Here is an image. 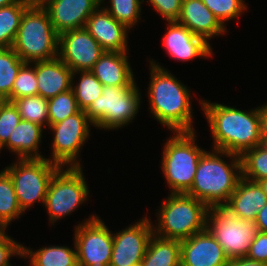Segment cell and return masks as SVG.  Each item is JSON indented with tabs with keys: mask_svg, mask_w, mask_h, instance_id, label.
<instances>
[{
	"mask_svg": "<svg viewBox=\"0 0 267 266\" xmlns=\"http://www.w3.org/2000/svg\"><path fill=\"white\" fill-rule=\"evenodd\" d=\"M213 137V149L241 156L262 143L259 107L244 111L200 100Z\"/></svg>",
	"mask_w": 267,
	"mask_h": 266,
	"instance_id": "1",
	"label": "cell"
},
{
	"mask_svg": "<svg viewBox=\"0 0 267 266\" xmlns=\"http://www.w3.org/2000/svg\"><path fill=\"white\" fill-rule=\"evenodd\" d=\"M150 66L148 100L154 118L172 132L195 131L189 89L153 59Z\"/></svg>",
	"mask_w": 267,
	"mask_h": 266,
	"instance_id": "2",
	"label": "cell"
},
{
	"mask_svg": "<svg viewBox=\"0 0 267 266\" xmlns=\"http://www.w3.org/2000/svg\"><path fill=\"white\" fill-rule=\"evenodd\" d=\"M221 155L231 157V164L220 158ZM241 177L239 155L216 149L205 151L198 161L192 187L186 194L201 200L207 207L226 205Z\"/></svg>",
	"mask_w": 267,
	"mask_h": 266,
	"instance_id": "3",
	"label": "cell"
},
{
	"mask_svg": "<svg viewBox=\"0 0 267 266\" xmlns=\"http://www.w3.org/2000/svg\"><path fill=\"white\" fill-rule=\"evenodd\" d=\"M59 34L49 13L33 2L23 13L12 49L25 63L49 61L58 57Z\"/></svg>",
	"mask_w": 267,
	"mask_h": 266,
	"instance_id": "4",
	"label": "cell"
},
{
	"mask_svg": "<svg viewBox=\"0 0 267 266\" xmlns=\"http://www.w3.org/2000/svg\"><path fill=\"white\" fill-rule=\"evenodd\" d=\"M208 207L185 193H170L157 213L155 235L179 241L206 229ZM157 227V228H156Z\"/></svg>",
	"mask_w": 267,
	"mask_h": 266,
	"instance_id": "5",
	"label": "cell"
},
{
	"mask_svg": "<svg viewBox=\"0 0 267 266\" xmlns=\"http://www.w3.org/2000/svg\"><path fill=\"white\" fill-rule=\"evenodd\" d=\"M195 131L174 132L163 147L162 172L170 193H187L192 187L198 161L206 151L197 146Z\"/></svg>",
	"mask_w": 267,
	"mask_h": 266,
	"instance_id": "6",
	"label": "cell"
},
{
	"mask_svg": "<svg viewBox=\"0 0 267 266\" xmlns=\"http://www.w3.org/2000/svg\"><path fill=\"white\" fill-rule=\"evenodd\" d=\"M141 94L136 83L132 86H104L98 97L85 110L94 127L105 130L128 125L140 108Z\"/></svg>",
	"mask_w": 267,
	"mask_h": 266,
	"instance_id": "7",
	"label": "cell"
},
{
	"mask_svg": "<svg viewBox=\"0 0 267 266\" xmlns=\"http://www.w3.org/2000/svg\"><path fill=\"white\" fill-rule=\"evenodd\" d=\"M206 229L222 246L230 260L246 257L259 233L255 222L235 216L225 205L208 207Z\"/></svg>",
	"mask_w": 267,
	"mask_h": 266,
	"instance_id": "8",
	"label": "cell"
},
{
	"mask_svg": "<svg viewBox=\"0 0 267 266\" xmlns=\"http://www.w3.org/2000/svg\"><path fill=\"white\" fill-rule=\"evenodd\" d=\"M17 161L4 170L10 175L19 206L25 212L37 201L45 204L48 186L60 166L48 158Z\"/></svg>",
	"mask_w": 267,
	"mask_h": 266,
	"instance_id": "9",
	"label": "cell"
},
{
	"mask_svg": "<svg viewBox=\"0 0 267 266\" xmlns=\"http://www.w3.org/2000/svg\"><path fill=\"white\" fill-rule=\"evenodd\" d=\"M81 166L59 167L54 173L45 198L50 223L74 212L89 196Z\"/></svg>",
	"mask_w": 267,
	"mask_h": 266,
	"instance_id": "10",
	"label": "cell"
},
{
	"mask_svg": "<svg viewBox=\"0 0 267 266\" xmlns=\"http://www.w3.org/2000/svg\"><path fill=\"white\" fill-rule=\"evenodd\" d=\"M90 124L93 126L85 111L80 110L61 122L49 125L54 137L52 143L53 157L48 159L60 167L65 165L66 167L67 165L70 167L82 166L78 157L80 150L90 136Z\"/></svg>",
	"mask_w": 267,
	"mask_h": 266,
	"instance_id": "11",
	"label": "cell"
},
{
	"mask_svg": "<svg viewBox=\"0 0 267 266\" xmlns=\"http://www.w3.org/2000/svg\"><path fill=\"white\" fill-rule=\"evenodd\" d=\"M75 226L74 246L78 266H109L113 234L96 215Z\"/></svg>",
	"mask_w": 267,
	"mask_h": 266,
	"instance_id": "12",
	"label": "cell"
},
{
	"mask_svg": "<svg viewBox=\"0 0 267 266\" xmlns=\"http://www.w3.org/2000/svg\"><path fill=\"white\" fill-rule=\"evenodd\" d=\"M104 52L85 27L59 34L58 57L73 73L90 71Z\"/></svg>",
	"mask_w": 267,
	"mask_h": 266,
	"instance_id": "13",
	"label": "cell"
},
{
	"mask_svg": "<svg viewBox=\"0 0 267 266\" xmlns=\"http://www.w3.org/2000/svg\"><path fill=\"white\" fill-rule=\"evenodd\" d=\"M153 234V225L148 217L114 233L109 266H131L142 262Z\"/></svg>",
	"mask_w": 267,
	"mask_h": 266,
	"instance_id": "14",
	"label": "cell"
},
{
	"mask_svg": "<svg viewBox=\"0 0 267 266\" xmlns=\"http://www.w3.org/2000/svg\"><path fill=\"white\" fill-rule=\"evenodd\" d=\"M51 23L58 34L85 27L87 19L101 6V0H44Z\"/></svg>",
	"mask_w": 267,
	"mask_h": 266,
	"instance_id": "15",
	"label": "cell"
},
{
	"mask_svg": "<svg viewBox=\"0 0 267 266\" xmlns=\"http://www.w3.org/2000/svg\"><path fill=\"white\" fill-rule=\"evenodd\" d=\"M181 266H227L230 259L215 237L205 229L180 241Z\"/></svg>",
	"mask_w": 267,
	"mask_h": 266,
	"instance_id": "16",
	"label": "cell"
},
{
	"mask_svg": "<svg viewBox=\"0 0 267 266\" xmlns=\"http://www.w3.org/2000/svg\"><path fill=\"white\" fill-rule=\"evenodd\" d=\"M168 31L163 38V46L168 55L177 61H192L196 57L213 56L210 43L194 35L177 21L168 22Z\"/></svg>",
	"mask_w": 267,
	"mask_h": 266,
	"instance_id": "17",
	"label": "cell"
},
{
	"mask_svg": "<svg viewBox=\"0 0 267 266\" xmlns=\"http://www.w3.org/2000/svg\"><path fill=\"white\" fill-rule=\"evenodd\" d=\"M99 6L87 19L85 28L105 51L128 52V29Z\"/></svg>",
	"mask_w": 267,
	"mask_h": 266,
	"instance_id": "18",
	"label": "cell"
},
{
	"mask_svg": "<svg viewBox=\"0 0 267 266\" xmlns=\"http://www.w3.org/2000/svg\"><path fill=\"white\" fill-rule=\"evenodd\" d=\"M177 22L207 42L214 35H222L227 32L226 24L223 25L202 0H182Z\"/></svg>",
	"mask_w": 267,
	"mask_h": 266,
	"instance_id": "19",
	"label": "cell"
},
{
	"mask_svg": "<svg viewBox=\"0 0 267 266\" xmlns=\"http://www.w3.org/2000/svg\"><path fill=\"white\" fill-rule=\"evenodd\" d=\"M38 95L51 99L71 89L73 71L59 58L49 61H36Z\"/></svg>",
	"mask_w": 267,
	"mask_h": 266,
	"instance_id": "20",
	"label": "cell"
},
{
	"mask_svg": "<svg viewBox=\"0 0 267 266\" xmlns=\"http://www.w3.org/2000/svg\"><path fill=\"white\" fill-rule=\"evenodd\" d=\"M266 203L267 197L259 183L241 177L225 206L240 219L254 222Z\"/></svg>",
	"mask_w": 267,
	"mask_h": 266,
	"instance_id": "21",
	"label": "cell"
},
{
	"mask_svg": "<svg viewBox=\"0 0 267 266\" xmlns=\"http://www.w3.org/2000/svg\"><path fill=\"white\" fill-rule=\"evenodd\" d=\"M127 55L105 51L90 71L103 86H132L135 80Z\"/></svg>",
	"mask_w": 267,
	"mask_h": 266,
	"instance_id": "22",
	"label": "cell"
},
{
	"mask_svg": "<svg viewBox=\"0 0 267 266\" xmlns=\"http://www.w3.org/2000/svg\"><path fill=\"white\" fill-rule=\"evenodd\" d=\"M43 127L26 120H22L14 128L4 145L9 151L14 152L18 159H42L39 153Z\"/></svg>",
	"mask_w": 267,
	"mask_h": 266,
	"instance_id": "23",
	"label": "cell"
},
{
	"mask_svg": "<svg viewBox=\"0 0 267 266\" xmlns=\"http://www.w3.org/2000/svg\"><path fill=\"white\" fill-rule=\"evenodd\" d=\"M141 263L143 266H181L180 241L153 234Z\"/></svg>",
	"mask_w": 267,
	"mask_h": 266,
	"instance_id": "24",
	"label": "cell"
},
{
	"mask_svg": "<svg viewBox=\"0 0 267 266\" xmlns=\"http://www.w3.org/2000/svg\"><path fill=\"white\" fill-rule=\"evenodd\" d=\"M22 257L30 259V266H78L76 246L73 250L53 245L37 251L22 246Z\"/></svg>",
	"mask_w": 267,
	"mask_h": 266,
	"instance_id": "25",
	"label": "cell"
},
{
	"mask_svg": "<svg viewBox=\"0 0 267 266\" xmlns=\"http://www.w3.org/2000/svg\"><path fill=\"white\" fill-rule=\"evenodd\" d=\"M33 0H17L15 3L0 8V48L12 47L24 11Z\"/></svg>",
	"mask_w": 267,
	"mask_h": 266,
	"instance_id": "26",
	"label": "cell"
},
{
	"mask_svg": "<svg viewBox=\"0 0 267 266\" xmlns=\"http://www.w3.org/2000/svg\"><path fill=\"white\" fill-rule=\"evenodd\" d=\"M24 63L12 47L0 48V101L11 97L17 73Z\"/></svg>",
	"mask_w": 267,
	"mask_h": 266,
	"instance_id": "27",
	"label": "cell"
},
{
	"mask_svg": "<svg viewBox=\"0 0 267 266\" xmlns=\"http://www.w3.org/2000/svg\"><path fill=\"white\" fill-rule=\"evenodd\" d=\"M240 158L243 178L254 182L267 178V144L246 150Z\"/></svg>",
	"mask_w": 267,
	"mask_h": 266,
	"instance_id": "28",
	"label": "cell"
},
{
	"mask_svg": "<svg viewBox=\"0 0 267 266\" xmlns=\"http://www.w3.org/2000/svg\"><path fill=\"white\" fill-rule=\"evenodd\" d=\"M23 213L10 175L5 170L0 171V221L8 227L13 219Z\"/></svg>",
	"mask_w": 267,
	"mask_h": 266,
	"instance_id": "29",
	"label": "cell"
},
{
	"mask_svg": "<svg viewBox=\"0 0 267 266\" xmlns=\"http://www.w3.org/2000/svg\"><path fill=\"white\" fill-rule=\"evenodd\" d=\"M76 74H80L78 85L74 86L73 79ZM102 83L93 75L91 71H77L72 74V90L81 110H86L90 104L101 96L103 91Z\"/></svg>",
	"mask_w": 267,
	"mask_h": 266,
	"instance_id": "30",
	"label": "cell"
},
{
	"mask_svg": "<svg viewBox=\"0 0 267 266\" xmlns=\"http://www.w3.org/2000/svg\"><path fill=\"white\" fill-rule=\"evenodd\" d=\"M18 108L21 119L36 123L40 126H49L48 99L40 96H27L13 101Z\"/></svg>",
	"mask_w": 267,
	"mask_h": 266,
	"instance_id": "31",
	"label": "cell"
},
{
	"mask_svg": "<svg viewBox=\"0 0 267 266\" xmlns=\"http://www.w3.org/2000/svg\"><path fill=\"white\" fill-rule=\"evenodd\" d=\"M80 110L72 88L62 92L48 100L49 125L61 122Z\"/></svg>",
	"mask_w": 267,
	"mask_h": 266,
	"instance_id": "32",
	"label": "cell"
},
{
	"mask_svg": "<svg viewBox=\"0 0 267 266\" xmlns=\"http://www.w3.org/2000/svg\"><path fill=\"white\" fill-rule=\"evenodd\" d=\"M103 0L101 3L103 4ZM144 0H110V7H103L119 23L131 29L138 21L141 15V3Z\"/></svg>",
	"mask_w": 267,
	"mask_h": 266,
	"instance_id": "33",
	"label": "cell"
},
{
	"mask_svg": "<svg viewBox=\"0 0 267 266\" xmlns=\"http://www.w3.org/2000/svg\"><path fill=\"white\" fill-rule=\"evenodd\" d=\"M29 66H31V63H24L20 67L13 84L11 97L7 101L13 102L18 98L38 95L35 66Z\"/></svg>",
	"mask_w": 267,
	"mask_h": 266,
	"instance_id": "34",
	"label": "cell"
},
{
	"mask_svg": "<svg viewBox=\"0 0 267 266\" xmlns=\"http://www.w3.org/2000/svg\"><path fill=\"white\" fill-rule=\"evenodd\" d=\"M210 11L224 25V22L232 20L247 10L244 0H202Z\"/></svg>",
	"mask_w": 267,
	"mask_h": 266,
	"instance_id": "35",
	"label": "cell"
},
{
	"mask_svg": "<svg viewBox=\"0 0 267 266\" xmlns=\"http://www.w3.org/2000/svg\"><path fill=\"white\" fill-rule=\"evenodd\" d=\"M21 121L18 108L13 102L7 100L0 101V148L8 142V138L13 132L14 128Z\"/></svg>",
	"mask_w": 267,
	"mask_h": 266,
	"instance_id": "36",
	"label": "cell"
},
{
	"mask_svg": "<svg viewBox=\"0 0 267 266\" xmlns=\"http://www.w3.org/2000/svg\"><path fill=\"white\" fill-rule=\"evenodd\" d=\"M167 22L177 21L182 6V0H148Z\"/></svg>",
	"mask_w": 267,
	"mask_h": 266,
	"instance_id": "37",
	"label": "cell"
},
{
	"mask_svg": "<svg viewBox=\"0 0 267 266\" xmlns=\"http://www.w3.org/2000/svg\"><path fill=\"white\" fill-rule=\"evenodd\" d=\"M22 246L6 234L0 240V266H11L9 260L12 256L22 258Z\"/></svg>",
	"mask_w": 267,
	"mask_h": 266,
	"instance_id": "38",
	"label": "cell"
},
{
	"mask_svg": "<svg viewBox=\"0 0 267 266\" xmlns=\"http://www.w3.org/2000/svg\"><path fill=\"white\" fill-rule=\"evenodd\" d=\"M250 260L267 263V233L259 232L246 256Z\"/></svg>",
	"mask_w": 267,
	"mask_h": 266,
	"instance_id": "39",
	"label": "cell"
},
{
	"mask_svg": "<svg viewBox=\"0 0 267 266\" xmlns=\"http://www.w3.org/2000/svg\"><path fill=\"white\" fill-rule=\"evenodd\" d=\"M261 141L267 144V103L259 107Z\"/></svg>",
	"mask_w": 267,
	"mask_h": 266,
	"instance_id": "40",
	"label": "cell"
},
{
	"mask_svg": "<svg viewBox=\"0 0 267 266\" xmlns=\"http://www.w3.org/2000/svg\"><path fill=\"white\" fill-rule=\"evenodd\" d=\"M254 222L258 227L259 232L267 233V203L260 211H258Z\"/></svg>",
	"mask_w": 267,
	"mask_h": 266,
	"instance_id": "41",
	"label": "cell"
},
{
	"mask_svg": "<svg viewBox=\"0 0 267 266\" xmlns=\"http://www.w3.org/2000/svg\"><path fill=\"white\" fill-rule=\"evenodd\" d=\"M227 266H267V263L250 260L247 257L230 260Z\"/></svg>",
	"mask_w": 267,
	"mask_h": 266,
	"instance_id": "42",
	"label": "cell"
},
{
	"mask_svg": "<svg viewBox=\"0 0 267 266\" xmlns=\"http://www.w3.org/2000/svg\"><path fill=\"white\" fill-rule=\"evenodd\" d=\"M258 183L262 187L263 192L265 193V195L267 197V178H264L262 180H259Z\"/></svg>",
	"mask_w": 267,
	"mask_h": 266,
	"instance_id": "43",
	"label": "cell"
},
{
	"mask_svg": "<svg viewBox=\"0 0 267 266\" xmlns=\"http://www.w3.org/2000/svg\"><path fill=\"white\" fill-rule=\"evenodd\" d=\"M7 229V226L0 221V240L7 234L5 230Z\"/></svg>",
	"mask_w": 267,
	"mask_h": 266,
	"instance_id": "44",
	"label": "cell"
},
{
	"mask_svg": "<svg viewBox=\"0 0 267 266\" xmlns=\"http://www.w3.org/2000/svg\"><path fill=\"white\" fill-rule=\"evenodd\" d=\"M16 1L17 0H0V8L11 5V4L15 3Z\"/></svg>",
	"mask_w": 267,
	"mask_h": 266,
	"instance_id": "45",
	"label": "cell"
},
{
	"mask_svg": "<svg viewBox=\"0 0 267 266\" xmlns=\"http://www.w3.org/2000/svg\"><path fill=\"white\" fill-rule=\"evenodd\" d=\"M33 1L36 2V3L41 4L44 0H33Z\"/></svg>",
	"mask_w": 267,
	"mask_h": 266,
	"instance_id": "46",
	"label": "cell"
},
{
	"mask_svg": "<svg viewBox=\"0 0 267 266\" xmlns=\"http://www.w3.org/2000/svg\"><path fill=\"white\" fill-rule=\"evenodd\" d=\"M131 266H143L142 263H137V264H134V265H131Z\"/></svg>",
	"mask_w": 267,
	"mask_h": 266,
	"instance_id": "47",
	"label": "cell"
}]
</instances>
